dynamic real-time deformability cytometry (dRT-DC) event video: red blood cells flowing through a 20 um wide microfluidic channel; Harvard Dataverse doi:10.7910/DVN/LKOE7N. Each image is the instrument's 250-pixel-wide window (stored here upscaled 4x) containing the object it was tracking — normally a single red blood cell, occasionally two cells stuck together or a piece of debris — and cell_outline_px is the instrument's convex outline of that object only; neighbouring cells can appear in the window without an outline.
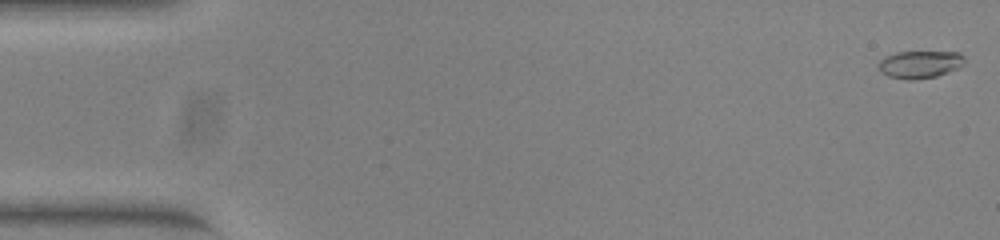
{"species": "common noctule bat (a hibernating species)", "species_latin": "Nyctalus noctula", "temperature_condition": "warm", "stored_images_in_passage": 53, "camera_frame_rate_fps": 3000, "um_per_image_px": 0.085, "animal": {"sex": "female", "body_mass_g": 23.0, "forearm_length_mm": 53.4}, "frame": {"image": 1, "passage_image": 1, "time_ms": 0.0, "image_size_px": [1000, 240], "cell_outline_px": [[964, 64], [960, 68], [936, 76], [912, 80], [908, 80], [888, 76], [880, 72], [876, 64], [884, 56], [896, 52], [960, 52], [964, 56]], "centroid_in_image_um": [78.17, 5.47], "position_along_channel_um": 6.8, "area_um2": 13.99}}
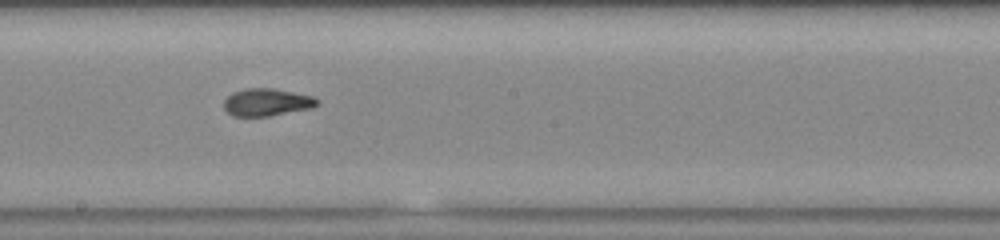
{"frame": {"image": 2, "passage_image": 29, "time_ms": 9.333, "image_size_px": [1000, 240], "cell_outline_px": [[320, 104], [312, 108], [268, 116], [232, 116], [224, 108], [224, 100], [232, 92], [244, 88], [272, 88], [312, 96], [320, 100]], "centroid_in_image_um": [22.68, 8.69], "position_along_channel_um": 225.5, "area_um2": 14.97}}
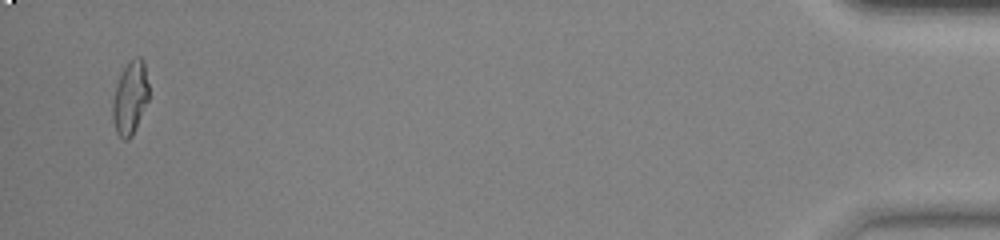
{"frame": {"image": 3, "passage_image": 51, "time_ms": 16.667, "image_size_px": [1000, 240], "cell_outline_px": [[148, 100], [132, 136], [128, 140], [124, 140], [116, 132], [112, 120], [112, 104], [116, 84], [128, 60], [136, 56], [140, 56], [144, 60], [148, 84]], "centroid_in_image_um": [11.05, 8.3], "position_along_channel_um": 424.1, "area_um2": 15.49}, "authors_computed_cell_mechanics": {"area_um2": 15.028, "velocity_mm_per_s": 3.9306, "shape_relaxation_time_tau1_ms": 7.4489, "shape_relaxation_time_tau2_ms": 1.348, "deformation_change_tau1": 0.2389, "deformation_change_tau2": 0.0671}}